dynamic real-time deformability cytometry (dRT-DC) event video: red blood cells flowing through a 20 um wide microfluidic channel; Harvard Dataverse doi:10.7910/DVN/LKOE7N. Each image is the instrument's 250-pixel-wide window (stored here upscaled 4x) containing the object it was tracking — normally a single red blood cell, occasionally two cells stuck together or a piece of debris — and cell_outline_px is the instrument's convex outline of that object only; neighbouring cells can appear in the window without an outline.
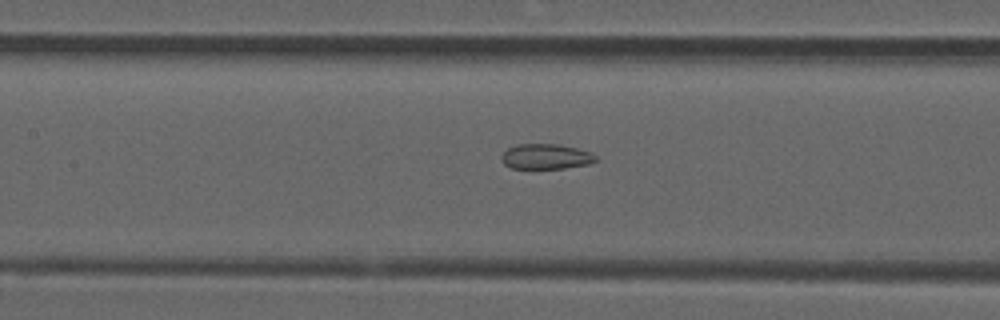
{"species": "common noctule bat (a hibernating species)", "species_latin": "Nyctalus noctula", "temperature_condition": "room temperature", "stored_images_in_passage": 44, "segment_of_instrument_passage": [2, 2], "camera_frame_rate_fps": 3000, "um_per_image_px": 0.085, "animal": {"sex": "male", "forearm_length_mm": 52.5}, "frame": {"image": 1, "passage_image": 17, "time_ms": 5.333, "image_size_px": [1000, 320], "cell_outline_px": [[596, 160], [588, 164], [564, 168], [512, 168], [504, 164], [500, 160], [500, 156], [508, 148], [516, 144], [560, 144], [592, 152], [596, 156]], "centroid_in_image_um": [46.38, 13.3], "position_along_channel_um": 161.0, "area_um2": 13.87}}
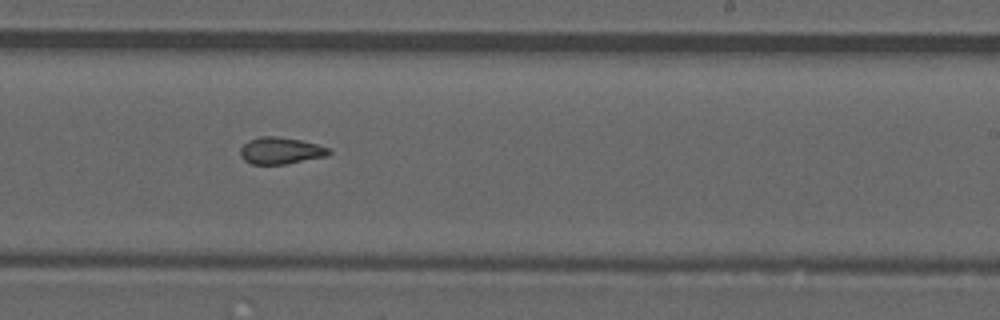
{"frame": {"image": 2, "passage_image": 25, "time_ms": 8.0, "image_size_px": [1000, 320], "cell_outline_px": [[332, 152], [328, 156], [284, 164], [252, 164], [244, 160], [240, 156], [240, 148], [248, 140], [260, 136], [276, 136], [300, 140], [316, 144], [328, 148]], "centroid_in_image_um": [23.84, 12.8], "position_along_channel_um": 265.2, "area_um2": 13.81}}
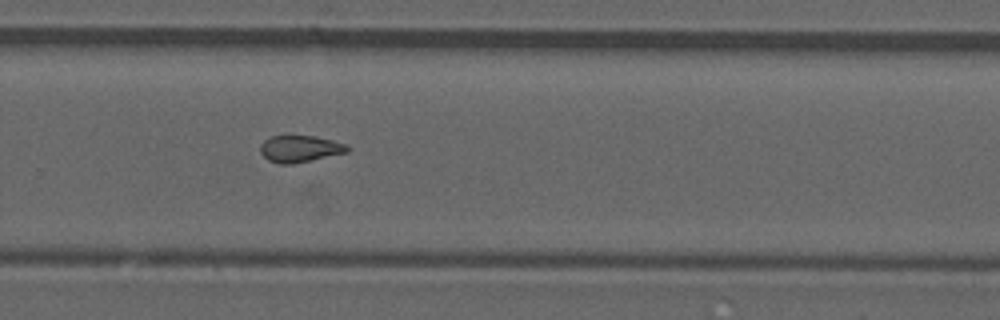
{"frame": {"image": 3, "passage_image": 28, "time_ms": 9.0, "image_size_px": [1000, 320], "cell_outline_px": [[352, 148], [348, 152], [292, 164], [280, 164], [268, 160], [260, 152], [260, 144], [264, 140], [272, 136], [284, 132], [288, 132], [316, 136], [348, 144]], "centroid_in_image_um": [25.48, 12.58], "position_along_channel_um": 304.3, "area_um2": 14.33}}